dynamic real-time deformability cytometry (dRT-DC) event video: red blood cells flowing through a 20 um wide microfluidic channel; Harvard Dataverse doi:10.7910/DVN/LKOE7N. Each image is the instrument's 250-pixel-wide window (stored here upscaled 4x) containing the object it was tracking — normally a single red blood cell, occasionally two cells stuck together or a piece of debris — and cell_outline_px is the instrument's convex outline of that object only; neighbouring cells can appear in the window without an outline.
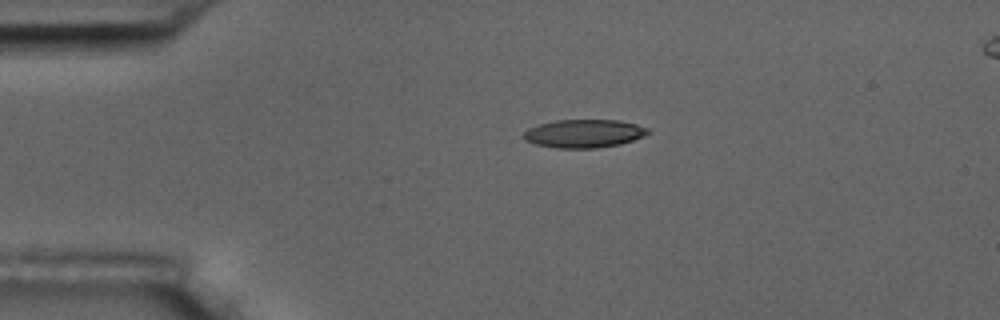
{"species": "common noctule bat (a hibernating species)", "species_latin": "Nyctalus noctula", "temperature_condition": "room temperature", "stored_images_in_passage": 2, "camera_frame_rate_fps": 3000, "um_per_image_px": 0.085, "animal": {"sex": "male", "body_mass_g": 17.5, "forearm_length_mm": 52.3}, "frame": {"image": 1, "passage_image": 1, "time_ms": 0.0, "image_size_px": [1000, 320], "cell_outline_px": [[652, 132], [644, 136], [620, 144], [596, 148], [556, 148], [536, 144], [524, 140], [524, 132], [528, 128], [540, 124], [556, 120], [620, 120], [636, 124], [648, 128]], "centroid_in_image_um": [49.66, 11.35], "position_along_channel_um": 35.3, "area_um2": 20.46}}